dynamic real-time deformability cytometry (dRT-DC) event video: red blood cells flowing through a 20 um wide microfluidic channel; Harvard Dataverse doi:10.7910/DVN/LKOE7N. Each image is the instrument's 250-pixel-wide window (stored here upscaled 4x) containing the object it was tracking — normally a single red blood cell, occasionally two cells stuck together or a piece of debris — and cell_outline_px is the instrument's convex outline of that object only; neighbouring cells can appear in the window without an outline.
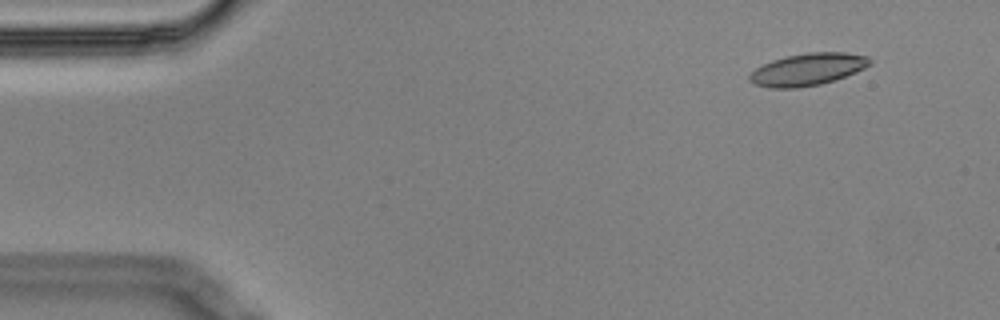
{"species": "Egyptian fruit bat (a non-hibernating species)", "species_latin": "Rousettus aegyptiacus", "temperature_condition": "cold", "stored_images_in_passage": 5, "segment_of_instrument_passage": [2, 2], "camera_frame_rate_fps": 3000, "um_per_image_px": 0.085, "animal": {"sex": "male"}, "frame": {"image": 1, "passage_image": 5, "time_ms": 1.333, "image_size_px": [1000, 320], "cell_outline_px": [[872, 64], [856, 72], [820, 84], [796, 88], [768, 88], [756, 84], [748, 80], [748, 76], [756, 68], [772, 60], [788, 56], [808, 52], [844, 52], [868, 56], [872, 60]], "centroid_in_image_um": [68.66, 5.89], "position_along_channel_um": 16.3, "area_um2": 22.43}}